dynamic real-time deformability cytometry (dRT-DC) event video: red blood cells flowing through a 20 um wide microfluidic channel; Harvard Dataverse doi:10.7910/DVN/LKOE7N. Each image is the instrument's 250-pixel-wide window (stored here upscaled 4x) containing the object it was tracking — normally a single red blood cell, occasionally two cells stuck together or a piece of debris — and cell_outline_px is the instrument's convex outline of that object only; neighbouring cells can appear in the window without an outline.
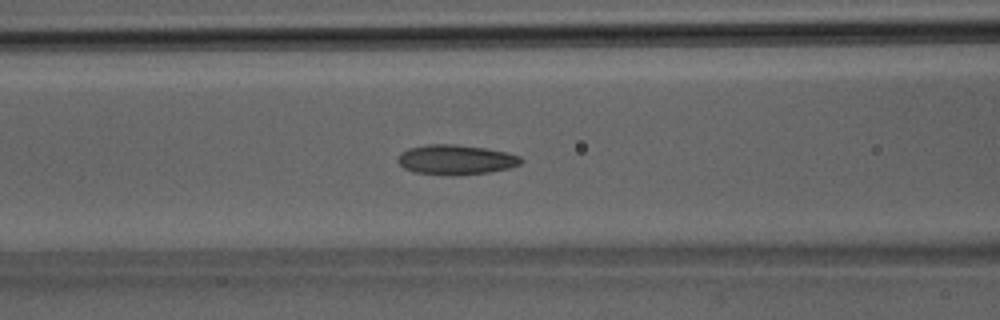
{"species": "Egyptian fruit bat (a non-hibernating species)", "species_latin": "Rousettus aegyptiacus", "temperature_condition": "room temperature", "stored_images_in_passage": 38, "camera_frame_rate_fps": 3000, "um_per_image_px": 0.085, "animal": {"sex": "male"}, "frame": {"image": 1, "passage_image": 16, "time_ms": 5.0, "image_size_px": [1000, 320], "cell_outline_px": [[524, 160], [520, 164], [508, 168], [488, 172], [452, 176], [412, 172], [404, 168], [396, 160], [400, 152], [408, 148], [428, 144], [456, 144], [484, 148], [508, 152], [520, 156]], "centroid_in_image_um": [38.72, 13.57], "position_along_channel_um": 127.9, "area_um2": 21.62}}
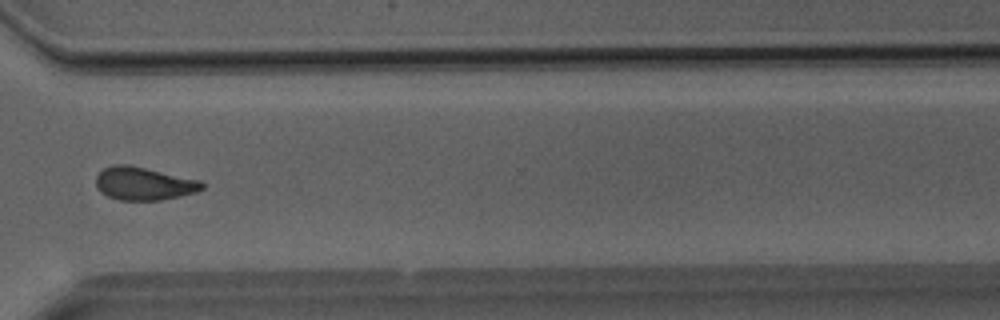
{"frame": {"image": 2, "passage_image": 29, "time_ms": 9.333, "image_size_px": [1000, 320], "cell_outline_px": [[204, 188], [196, 192], [180, 196], [160, 200], [120, 200], [108, 196], [100, 192], [96, 188], [96, 176], [104, 168], [112, 164], [128, 164], [200, 180], [204, 184]], "centroid_in_image_um": [12.2, 15.6], "position_along_channel_um": 358.4, "area_um2": 20.46}}
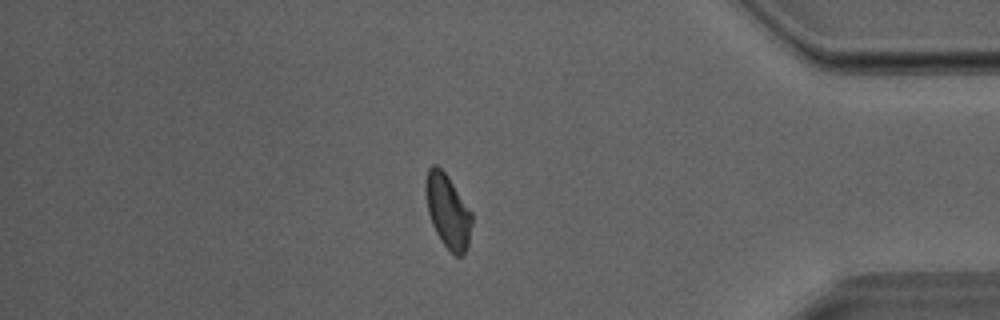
{"frame": {"image": 3, "passage_image": 33, "time_ms": 10.667, "image_size_px": [1000, 320], "cell_outline_px": [[472, 224], [468, 248], [460, 256], [456, 256], [440, 240], [432, 224], [428, 212], [424, 192], [424, 180], [428, 168], [432, 164], [436, 164], [448, 176], [472, 212]], "centroid_in_image_um": [38.05, 17.91], "position_along_channel_um": 397.2, "area_um2": 20.06}}